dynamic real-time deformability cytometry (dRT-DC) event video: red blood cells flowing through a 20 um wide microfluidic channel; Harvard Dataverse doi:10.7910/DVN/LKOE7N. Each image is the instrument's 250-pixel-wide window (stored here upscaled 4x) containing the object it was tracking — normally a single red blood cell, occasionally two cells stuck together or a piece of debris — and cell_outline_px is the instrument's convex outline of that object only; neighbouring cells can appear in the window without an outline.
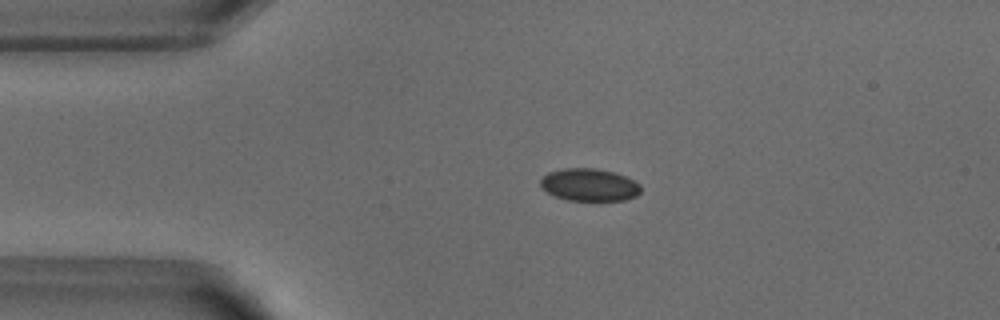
{"species": "common noctule bat (a hibernating species)", "species_latin": "Nyctalus noctula", "temperature_condition": "warm", "stored_images_in_passage": 52, "camera_frame_rate_fps": 3000, "um_per_image_px": 0.085, "animal": {"sex": "male", "body_mass_g": 18.8}, "frame": {"image": 1, "passage_image": 11, "time_ms": 3.333, "image_size_px": [1000, 320], "cell_outline_px": [[640, 192], [636, 196], [624, 200], [568, 200], [556, 196], [548, 192], [540, 184], [540, 180], [548, 172], [564, 168], [596, 168], [612, 172], [624, 176], [640, 184]], "centroid_in_image_um": [50.09, 15.7], "position_along_channel_um": 34.9, "area_um2": 18.73}}
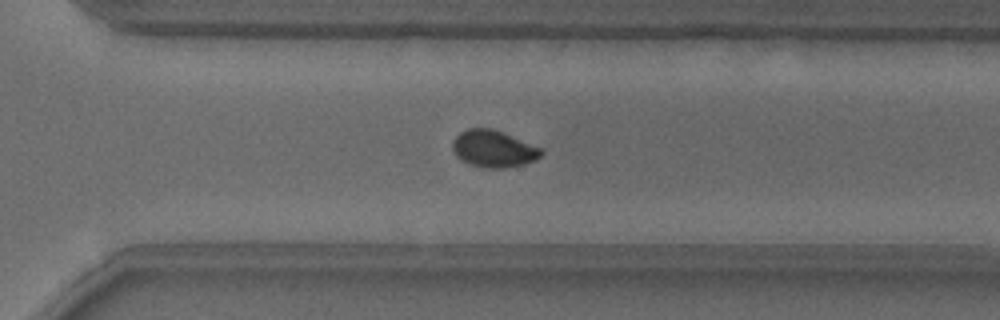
{"frame": {"image": 2, "passage_image": 36, "time_ms": 11.667, "image_size_px": [1000, 320], "cell_outline_px": [[544, 152], [536, 160], [524, 164], [504, 168], [484, 168], [468, 164], [460, 160], [456, 156], [452, 148], [452, 140], [460, 132], [468, 128], [492, 128], [544, 148]], "centroid_in_image_um": [41.95, 12.65], "position_along_channel_um": 328.6, "area_um2": 19.42}}
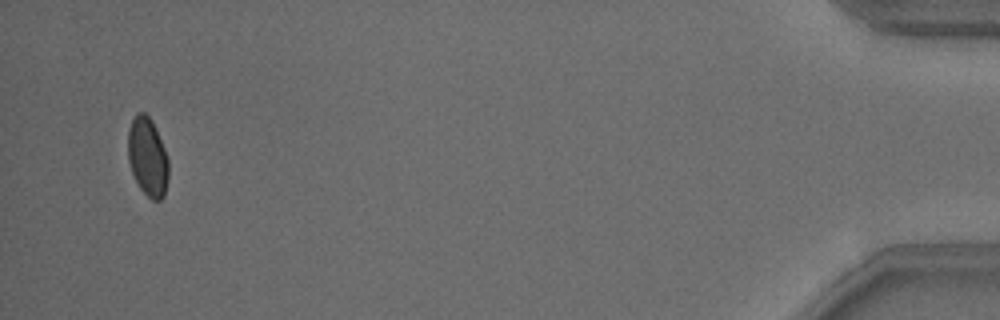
{"frame": {"image": 3, "passage_image": 50, "time_ms": 16.333, "image_size_px": [1000, 320], "cell_outline_px": [[168, 180], [164, 196], [160, 200], [152, 200], [140, 188], [132, 172], [128, 160], [128, 132], [132, 120], [136, 112], [144, 112], [152, 120], [156, 128], [168, 156]], "centroid_in_image_um": [12.56, 13.32], "position_along_channel_um": 422.6, "area_um2": 18.67}, "authors_computed_cell_mechanics": {"area_um2": 19.2474, "velocity_mm_per_s": 3.881, "shape_relaxation_time_tau1_ms": 3.1335, "shape_relaxation_time_tau2_ms": null, "deformation_change_tau1": 0.071, "deformation_change_tau2": null}}